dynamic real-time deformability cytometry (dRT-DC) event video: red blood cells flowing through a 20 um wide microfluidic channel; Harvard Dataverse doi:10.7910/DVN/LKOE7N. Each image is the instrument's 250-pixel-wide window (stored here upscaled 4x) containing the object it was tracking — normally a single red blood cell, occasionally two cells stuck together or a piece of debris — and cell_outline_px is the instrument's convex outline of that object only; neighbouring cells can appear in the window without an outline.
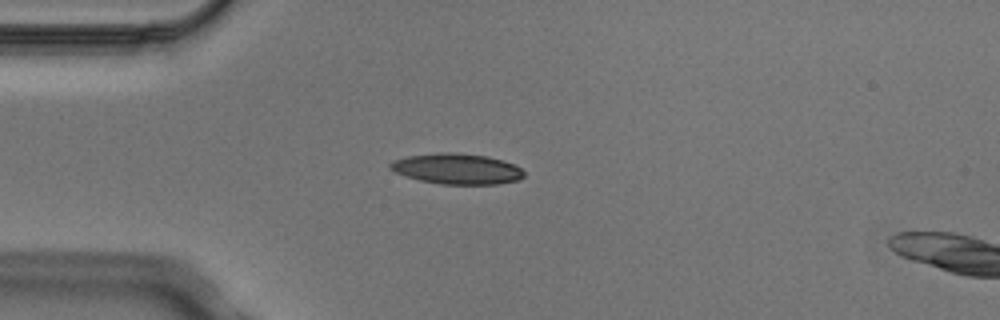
{"species": "Egyptian fruit bat (a non-hibernating species)", "species_latin": "Rousettus aegyptiacus", "temperature_condition": "cold", "stored_images_in_passage": 2, "segment_of_instrument_passage": [1, 2], "camera_frame_rate_fps": 3000, "um_per_image_px": 0.085, "animal": {"sex": "male"}, "frame": {"image": 1, "passage_image": 1, "time_ms": 0.0, "image_size_px": [1000, 320], "cell_outline_px": [[524, 176], [520, 180], [496, 184], [440, 184], [420, 180], [396, 172], [388, 168], [388, 164], [392, 160], [408, 156], [440, 152], [452, 152], [488, 156], [504, 160], [520, 168], [524, 172]], "centroid_in_image_um": [38.84, 14.34], "position_along_channel_um": 46.2, "area_um2": 23.87}}